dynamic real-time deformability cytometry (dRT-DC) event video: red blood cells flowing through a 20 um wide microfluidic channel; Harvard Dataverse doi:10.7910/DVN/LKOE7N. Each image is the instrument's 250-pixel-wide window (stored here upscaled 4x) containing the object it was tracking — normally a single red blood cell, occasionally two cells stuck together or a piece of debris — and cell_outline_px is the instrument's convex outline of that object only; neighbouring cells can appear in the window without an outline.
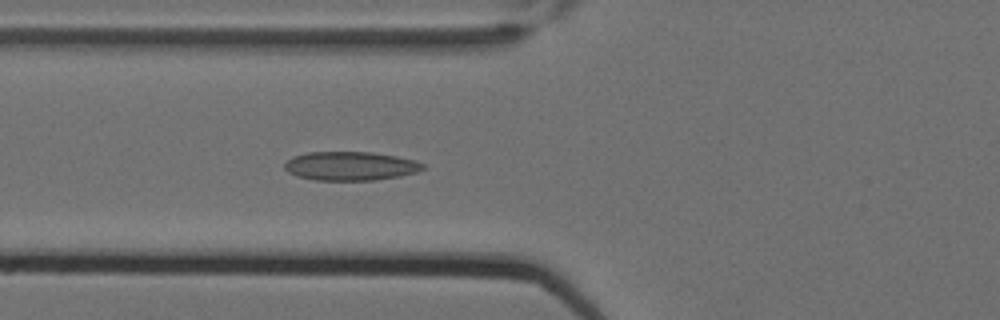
{"species": "Egyptian fruit bat (a non-hibernating species)", "species_latin": "Rousettus aegyptiacus", "temperature_condition": "cold", "stored_images_in_passage": 5, "camera_frame_rate_fps": 3000, "um_per_image_px": 0.085, "animal": {"sex": "female"}, "frame": {"image": 1, "passage_image": 5, "time_ms": 1.333, "image_size_px": [1000, 320], "cell_outline_px": [[424, 168], [416, 172], [400, 176], [376, 180], [316, 180], [296, 176], [288, 172], [284, 168], [284, 164], [292, 156], [308, 152], [372, 152], [396, 156], [416, 160], [424, 164]], "centroid_in_image_um": [29.78, 14.11], "position_along_channel_um": 96.0, "area_um2": 23.29}}